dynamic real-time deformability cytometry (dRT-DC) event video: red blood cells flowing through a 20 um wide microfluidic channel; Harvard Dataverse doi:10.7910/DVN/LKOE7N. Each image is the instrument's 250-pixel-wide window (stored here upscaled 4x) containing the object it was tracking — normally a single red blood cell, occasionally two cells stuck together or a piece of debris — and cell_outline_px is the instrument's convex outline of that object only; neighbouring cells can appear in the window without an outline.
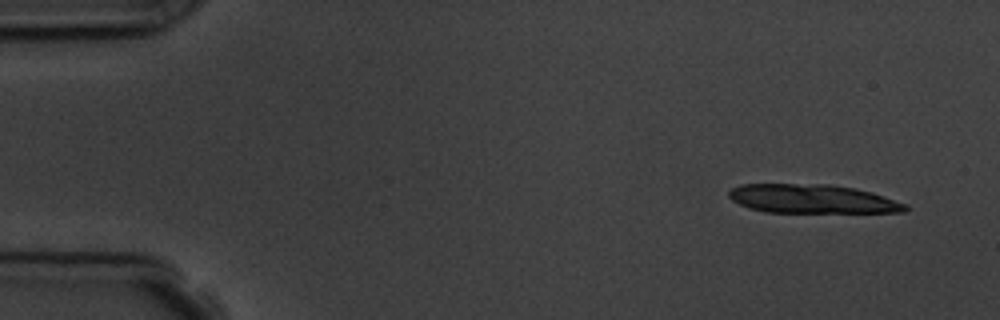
{"species": "common noctule bat (a hibernating species)", "species_latin": "Nyctalus noctula", "temperature_condition": "room temperature", "stored_images_in_passage": 6, "segment_of_instrument_passage": [2, 2], "camera_frame_rate_fps": 3000, "um_per_image_px": 0.085, "animal": {"sex": "male", "body_mass_g": 19.5, "forearm_length_mm": 54.6}, "frame": {"image": 1, "passage_image": 6, "time_ms": 6.667, "image_size_px": [1000, 320], "cell_outline_px": [[908, 208], [904, 212], [764, 212], [748, 208], [732, 200], [728, 196], [728, 192], [732, 188], [740, 184], [828, 184], [856, 188], [872, 192], [908, 204]], "centroid_in_image_um": [69.04, 16.9], "position_along_channel_um": 16.0, "area_um2": 29.77}}